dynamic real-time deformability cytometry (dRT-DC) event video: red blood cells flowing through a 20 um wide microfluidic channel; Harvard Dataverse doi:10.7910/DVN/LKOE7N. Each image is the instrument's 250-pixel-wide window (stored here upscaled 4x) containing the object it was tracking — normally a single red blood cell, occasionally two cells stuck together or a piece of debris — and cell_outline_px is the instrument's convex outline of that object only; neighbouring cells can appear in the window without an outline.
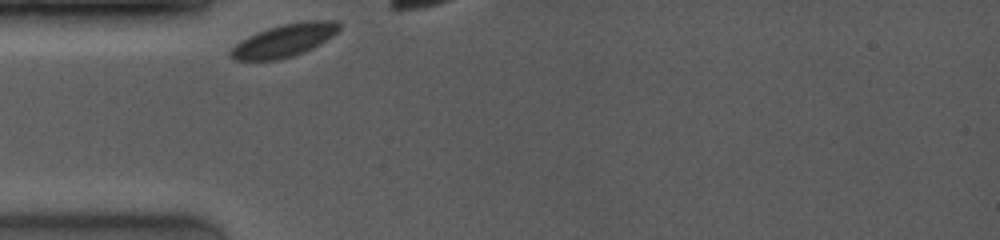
{"species": "common noctule bat (a hibernating species)", "species_latin": "Nyctalus noctula", "temperature_condition": "room temperature", "stored_images_in_passage": 10, "camera_frame_rate_fps": 4000, "um_per_image_px": 0.085, "animal": {"sex": "female", "body_mass_g": 19.0, "forearm_length_mm": 53.3}, "frame": {"image": 1, "passage_image": 1, "time_ms": 0.0, "image_size_px": [1000, 240], "cell_outline_px": [[340, 28], [332, 36], [320, 44], [304, 52], [292, 56], [276, 60], [232, 60], [228, 56], [228, 52], [240, 40], [256, 32], [280, 24], [300, 20], [336, 20], [340, 24]], "centroid_in_image_um": [24.14, 3.42], "position_along_channel_um": 60.9, "area_um2": 20.98}}